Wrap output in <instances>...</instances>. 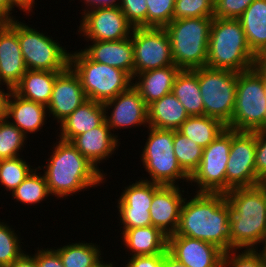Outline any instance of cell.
<instances>
[{"mask_svg":"<svg viewBox=\"0 0 266 267\" xmlns=\"http://www.w3.org/2000/svg\"><path fill=\"white\" fill-rule=\"evenodd\" d=\"M193 70L198 75L204 115L220 120L227 127L235 107L237 73L206 66Z\"/></svg>","mask_w":266,"mask_h":267,"instance_id":"cell-8","label":"cell"},{"mask_svg":"<svg viewBox=\"0 0 266 267\" xmlns=\"http://www.w3.org/2000/svg\"><path fill=\"white\" fill-rule=\"evenodd\" d=\"M253 132L256 136V176L262 183H266V129H260Z\"/></svg>","mask_w":266,"mask_h":267,"instance_id":"cell-43","label":"cell"},{"mask_svg":"<svg viewBox=\"0 0 266 267\" xmlns=\"http://www.w3.org/2000/svg\"><path fill=\"white\" fill-rule=\"evenodd\" d=\"M181 69L175 65L164 68L153 69L138 73L136 83L132 85L138 90L145 104L148 106L152 102L161 99L166 94L172 92L175 78Z\"/></svg>","mask_w":266,"mask_h":267,"instance_id":"cell-25","label":"cell"},{"mask_svg":"<svg viewBox=\"0 0 266 267\" xmlns=\"http://www.w3.org/2000/svg\"><path fill=\"white\" fill-rule=\"evenodd\" d=\"M214 0H176L173 20L213 17Z\"/></svg>","mask_w":266,"mask_h":267,"instance_id":"cell-38","label":"cell"},{"mask_svg":"<svg viewBox=\"0 0 266 267\" xmlns=\"http://www.w3.org/2000/svg\"><path fill=\"white\" fill-rule=\"evenodd\" d=\"M59 72L61 71L27 70L13 91L26 100L47 107Z\"/></svg>","mask_w":266,"mask_h":267,"instance_id":"cell-28","label":"cell"},{"mask_svg":"<svg viewBox=\"0 0 266 267\" xmlns=\"http://www.w3.org/2000/svg\"><path fill=\"white\" fill-rule=\"evenodd\" d=\"M230 205L225 194L197 193L184 199L175 234L199 239L230 251Z\"/></svg>","mask_w":266,"mask_h":267,"instance_id":"cell-1","label":"cell"},{"mask_svg":"<svg viewBox=\"0 0 266 267\" xmlns=\"http://www.w3.org/2000/svg\"><path fill=\"white\" fill-rule=\"evenodd\" d=\"M57 143L48 164L44 166L47 169L44 176L50 195L63 198L102 183L105 174L71 142L60 139Z\"/></svg>","mask_w":266,"mask_h":267,"instance_id":"cell-3","label":"cell"},{"mask_svg":"<svg viewBox=\"0 0 266 267\" xmlns=\"http://www.w3.org/2000/svg\"><path fill=\"white\" fill-rule=\"evenodd\" d=\"M227 128L247 132L266 129L265 78L256 67L237 73L235 107Z\"/></svg>","mask_w":266,"mask_h":267,"instance_id":"cell-7","label":"cell"},{"mask_svg":"<svg viewBox=\"0 0 266 267\" xmlns=\"http://www.w3.org/2000/svg\"><path fill=\"white\" fill-rule=\"evenodd\" d=\"M13 97V98H12ZM47 107L34 101L26 100L11 90L6 108V119L13 118L10 122L20 129L24 135L39 131L44 125Z\"/></svg>","mask_w":266,"mask_h":267,"instance_id":"cell-23","label":"cell"},{"mask_svg":"<svg viewBox=\"0 0 266 267\" xmlns=\"http://www.w3.org/2000/svg\"><path fill=\"white\" fill-rule=\"evenodd\" d=\"M220 120L209 116H189L177 130L202 148H206L225 129Z\"/></svg>","mask_w":266,"mask_h":267,"instance_id":"cell-31","label":"cell"},{"mask_svg":"<svg viewBox=\"0 0 266 267\" xmlns=\"http://www.w3.org/2000/svg\"><path fill=\"white\" fill-rule=\"evenodd\" d=\"M230 250L255 249L266 237V183L227 192Z\"/></svg>","mask_w":266,"mask_h":267,"instance_id":"cell-2","label":"cell"},{"mask_svg":"<svg viewBox=\"0 0 266 267\" xmlns=\"http://www.w3.org/2000/svg\"><path fill=\"white\" fill-rule=\"evenodd\" d=\"M232 142V129L226 128L206 148L202 160L190 176V182L198 184L196 193L226 194V168Z\"/></svg>","mask_w":266,"mask_h":267,"instance_id":"cell-11","label":"cell"},{"mask_svg":"<svg viewBox=\"0 0 266 267\" xmlns=\"http://www.w3.org/2000/svg\"><path fill=\"white\" fill-rule=\"evenodd\" d=\"M0 10H2L10 19L13 18L10 15L11 11V0H0Z\"/></svg>","mask_w":266,"mask_h":267,"instance_id":"cell-52","label":"cell"},{"mask_svg":"<svg viewBox=\"0 0 266 267\" xmlns=\"http://www.w3.org/2000/svg\"><path fill=\"white\" fill-rule=\"evenodd\" d=\"M97 267H113V265L111 263L107 264V263H101L100 265H98Z\"/></svg>","mask_w":266,"mask_h":267,"instance_id":"cell-55","label":"cell"},{"mask_svg":"<svg viewBox=\"0 0 266 267\" xmlns=\"http://www.w3.org/2000/svg\"><path fill=\"white\" fill-rule=\"evenodd\" d=\"M176 0H147V27L164 28L173 20Z\"/></svg>","mask_w":266,"mask_h":267,"instance_id":"cell-39","label":"cell"},{"mask_svg":"<svg viewBox=\"0 0 266 267\" xmlns=\"http://www.w3.org/2000/svg\"><path fill=\"white\" fill-rule=\"evenodd\" d=\"M84 11L78 32L89 40L117 41L130 37V31L134 27L127 21L119 6Z\"/></svg>","mask_w":266,"mask_h":267,"instance_id":"cell-14","label":"cell"},{"mask_svg":"<svg viewBox=\"0 0 266 267\" xmlns=\"http://www.w3.org/2000/svg\"><path fill=\"white\" fill-rule=\"evenodd\" d=\"M20 157L0 160V183L8 191H14L33 171Z\"/></svg>","mask_w":266,"mask_h":267,"instance_id":"cell-35","label":"cell"},{"mask_svg":"<svg viewBox=\"0 0 266 267\" xmlns=\"http://www.w3.org/2000/svg\"><path fill=\"white\" fill-rule=\"evenodd\" d=\"M264 248H262L263 250L260 252L261 253V255L266 259V237H265V239H264Z\"/></svg>","mask_w":266,"mask_h":267,"instance_id":"cell-54","label":"cell"},{"mask_svg":"<svg viewBox=\"0 0 266 267\" xmlns=\"http://www.w3.org/2000/svg\"><path fill=\"white\" fill-rule=\"evenodd\" d=\"M34 257L37 267H64L59 254L54 249L38 250Z\"/></svg>","mask_w":266,"mask_h":267,"instance_id":"cell-44","label":"cell"},{"mask_svg":"<svg viewBox=\"0 0 266 267\" xmlns=\"http://www.w3.org/2000/svg\"><path fill=\"white\" fill-rule=\"evenodd\" d=\"M87 100L79 77L68 66L57 74L47 111L61 123Z\"/></svg>","mask_w":266,"mask_h":267,"instance_id":"cell-17","label":"cell"},{"mask_svg":"<svg viewBox=\"0 0 266 267\" xmlns=\"http://www.w3.org/2000/svg\"><path fill=\"white\" fill-rule=\"evenodd\" d=\"M256 55L238 19L213 18L206 67L244 72L255 67Z\"/></svg>","mask_w":266,"mask_h":267,"instance_id":"cell-4","label":"cell"},{"mask_svg":"<svg viewBox=\"0 0 266 267\" xmlns=\"http://www.w3.org/2000/svg\"><path fill=\"white\" fill-rule=\"evenodd\" d=\"M54 250L64 267H97L103 262L99 247L92 243H72Z\"/></svg>","mask_w":266,"mask_h":267,"instance_id":"cell-32","label":"cell"},{"mask_svg":"<svg viewBox=\"0 0 266 267\" xmlns=\"http://www.w3.org/2000/svg\"><path fill=\"white\" fill-rule=\"evenodd\" d=\"M20 243L14 230L0 222V267H9L23 254Z\"/></svg>","mask_w":266,"mask_h":267,"instance_id":"cell-37","label":"cell"},{"mask_svg":"<svg viewBox=\"0 0 266 267\" xmlns=\"http://www.w3.org/2000/svg\"><path fill=\"white\" fill-rule=\"evenodd\" d=\"M254 0H214L213 18L238 19Z\"/></svg>","mask_w":266,"mask_h":267,"instance_id":"cell-42","label":"cell"},{"mask_svg":"<svg viewBox=\"0 0 266 267\" xmlns=\"http://www.w3.org/2000/svg\"><path fill=\"white\" fill-rule=\"evenodd\" d=\"M130 37L117 41H93L81 50L90 60L127 72L134 78V48Z\"/></svg>","mask_w":266,"mask_h":267,"instance_id":"cell-21","label":"cell"},{"mask_svg":"<svg viewBox=\"0 0 266 267\" xmlns=\"http://www.w3.org/2000/svg\"><path fill=\"white\" fill-rule=\"evenodd\" d=\"M172 93L181 102L189 116H204L198 75L194 70L181 69L177 74Z\"/></svg>","mask_w":266,"mask_h":267,"instance_id":"cell-30","label":"cell"},{"mask_svg":"<svg viewBox=\"0 0 266 267\" xmlns=\"http://www.w3.org/2000/svg\"><path fill=\"white\" fill-rule=\"evenodd\" d=\"M238 20L249 48L257 56L266 49V0H254Z\"/></svg>","mask_w":266,"mask_h":267,"instance_id":"cell-29","label":"cell"},{"mask_svg":"<svg viewBox=\"0 0 266 267\" xmlns=\"http://www.w3.org/2000/svg\"><path fill=\"white\" fill-rule=\"evenodd\" d=\"M103 105L107 109L105 111L114 106L111 115L105 116V120L112 130L148 123V106L133 85L119 93L115 98L104 102Z\"/></svg>","mask_w":266,"mask_h":267,"instance_id":"cell-19","label":"cell"},{"mask_svg":"<svg viewBox=\"0 0 266 267\" xmlns=\"http://www.w3.org/2000/svg\"><path fill=\"white\" fill-rule=\"evenodd\" d=\"M255 157V133L232 130V142L226 168V193L234 188L262 184L256 176Z\"/></svg>","mask_w":266,"mask_h":267,"instance_id":"cell-13","label":"cell"},{"mask_svg":"<svg viewBox=\"0 0 266 267\" xmlns=\"http://www.w3.org/2000/svg\"><path fill=\"white\" fill-rule=\"evenodd\" d=\"M178 185L161 186L153 196L150 208L152 225L165 235L175 234L180 217L183 198Z\"/></svg>","mask_w":266,"mask_h":267,"instance_id":"cell-20","label":"cell"},{"mask_svg":"<svg viewBox=\"0 0 266 267\" xmlns=\"http://www.w3.org/2000/svg\"><path fill=\"white\" fill-rule=\"evenodd\" d=\"M236 250L224 252L222 267H266V259L255 249L243 250L242 254H235Z\"/></svg>","mask_w":266,"mask_h":267,"instance_id":"cell-40","label":"cell"},{"mask_svg":"<svg viewBox=\"0 0 266 267\" xmlns=\"http://www.w3.org/2000/svg\"><path fill=\"white\" fill-rule=\"evenodd\" d=\"M32 256L23 253L9 267H37L35 257Z\"/></svg>","mask_w":266,"mask_h":267,"instance_id":"cell-46","label":"cell"},{"mask_svg":"<svg viewBox=\"0 0 266 267\" xmlns=\"http://www.w3.org/2000/svg\"><path fill=\"white\" fill-rule=\"evenodd\" d=\"M124 245L134 253L132 256L164 254L168 236L153 225L127 229L122 232Z\"/></svg>","mask_w":266,"mask_h":267,"instance_id":"cell-27","label":"cell"},{"mask_svg":"<svg viewBox=\"0 0 266 267\" xmlns=\"http://www.w3.org/2000/svg\"><path fill=\"white\" fill-rule=\"evenodd\" d=\"M149 127L150 133L142 152V162L149 172L152 183L174 186L177 179L190 180L181 168L174 154V130Z\"/></svg>","mask_w":266,"mask_h":267,"instance_id":"cell-9","label":"cell"},{"mask_svg":"<svg viewBox=\"0 0 266 267\" xmlns=\"http://www.w3.org/2000/svg\"><path fill=\"white\" fill-rule=\"evenodd\" d=\"M14 19L0 30V82L7 90H13L27 71L18 41V20Z\"/></svg>","mask_w":266,"mask_h":267,"instance_id":"cell-18","label":"cell"},{"mask_svg":"<svg viewBox=\"0 0 266 267\" xmlns=\"http://www.w3.org/2000/svg\"><path fill=\"white\" fill-rule=\"evenodd\" d=\"M37 168L12 192L13 198L25 204H36L48 197L50 192L44 174Z\"/></svg>","mask_w":266,"mask_h":267,"instance_id":"cell-34","label":"cell"},{"mask_svg":"<svg viewBox=\"0 0 266 267\" xmlns=\"http://www.w3.org/2000/svg\"><path fill=\"white\" fill-rule=\"evenodd\" d=\"M148 125L155 129L178 130L189 117L186 109L170 92L148 105Z\"/></svg>","mask_w":266,"mask_h":267,"instance_id":"cell-26","label":"cell"},{"mask_svg":"<svg viewBox=\"0 0 266 267\" xmlns=\"http://www.w3.org/2000/svg\"><path fill=\"white\" fill-rule=\"evenodd\" d=\"M27 137L8 119H0V160L16 158Z\"/></svg>","mask_w":266,"mask_h":267,"instance_id":"cell-36","label":"cell"},{"mask_svg":"<svg viewBox=\"0 0 266 267\" xmlns=\"http://www.w3.org/2000/svg\"><path fill=\"white\" fill-rule=\"evenodd\" d=\"M10 21V18L0 10V30H2Z\"/></svg>","mask_w":266,"mask_h":267,"instance_id":"cell-53","label":"cell"},{"mask_svg":"<svg viewBox=\"0 0 266 267\" xmlns=\"http://www.w3.org/2000/svg\"><path fill=\"white\" fill-rule=\"evenodd\" d=\"M134 48V79L141 72L174 65L171 42L164 28L135 27L131 33Z\"/></svg>","mask_w":266,"mask_h":267,"instance_id":"cell-12","label":"cell"},{"mask_svg":"<svg viewBox=\"0 0 266 267\" xmlns=\"http://www.w3.org/2000/svg\"><path fill=\"white\" fill-rule=\"evenodd\" d=\"M265 97H266V80H265Z\"/></svg>","mask_w":266,"mask_h":267,"instance_id":"cell-56","label":"cell"},{"mask_svg":"<svg viewBox=\"0 0 266 267\" xmlns=\"http://www.w3.org/2000/svg\"><path fill=\"white\" fill-rule=\"evenodd\" d=\"M167 250L188 267H222L224 252L206 241L181 235H169Z\"/></svg>","mask_w":266,"mask_h":267,"instance_id":"cell-16","label":"cell"},{"mask_svg":"<svg viewBox=\"0 0 266 267\" xmlns=\"http://www.w3.org/2000/svg\"><path fill=\"white\" fill-rule=\"evenodd\" d=\"M18 41L27 70L64 71L69 56L60 44L28 25L18 22Z\"/></svg>","mask_w":266,"mask_h":267,"instance_id":"cell-10","label":"cell"},{"mask_svg":"<svg viewBox=\"0 0 266 267\" xmlns=\"http://www.w3.org/2000/svg\"><path fill=\"white\" fill-rule=\"evenodd\" d=\"M106 120L98 127L76 136L71 143L96 168L118 147V137L112 134Z\"/></svg>","mask_w":266,"mask_h":267,"instance_id":"cell-22","label":"cell"},{"mask_svg":"<svg viewBox=\"0 0 266 267\" xmlns=\"http://www.w3.org/2000/svg\"><path fill=\"white\" fill-rule=\"evenodd\" d=\"M174 154L181 168L191 176L202 160L203 148L177 130L173 138Z\"/></svg>","mask_w":266,"mask_h":267,"instance_id":"cell-33","label":"cell"},{"mask_svg":"<svg viewBox=\"0 0 266 267\" xmlns=\"http://www.w3.org/2000/svg\"><path fill=\"white\" fill-rule=\"evenodd\" d=\"M121 1V2H120ZM119 8L127 21L135 27H147V0H120Z\"/></svg>","mask_w":266,"mask_h":267,"instance_id":"cell-41","label":"cell"},{"mask_svg":"<svg viewBox=\"0 0 266 267\" xmlns=\"http://www.w3.org/2000/svg\"><path fill=\"white\" fill-rule=\"evenodd\" d=\"M164 254L132 256L125 267H162Z\"/></svg>","mask_w":266,"mask_h":267,"instance_id":"cell-45","label":"cell"},{"mask_svg":"<svg viewBox=\"0 0 266 267\" xmlns=\"http://www.w3.org/2000/svg\"><path fill=\"white\" fill-rule=\"evenodd\" d=\"M84 2L86 4V6L91 5L90 6L91 10L94 8L118 7L120 4L118 2L116 3V0H84Z\"/></svg>","mask_w":266,"mask_h":267,"instance_id":"cell-47","label":"cell"},{"mask_svg":"<svg viewBox=\"0 0 266 267\" xmlns=\"http://www.w3.org/2000/svg\"><path fill=\"white\" fill-rule=\"evenodd\" d=\"M35 4V0H11V11L16 5L20 9L29 13L32 10V6ZM29 11V12H28Z\"/></svg>","mask_w":266,"mask_h":267,"instance_id":"cell-50","label":"cell"},{"mask_svg":"<svg viewBox=\"0 0 266 267\" xmlns=\"http://www.w3.org/2000/svg\"><path fill=\"white\" fill-rule=\"evenodd\" d=\"M2 83L0 82V85ZM11 90L7 91V93L4 92V89H0V119L5 118L6 116V108H7V100L9 97Z\"/></svg>","mask_w":266,"mask_h":267,"instance_id":"cell-51","label":"cell"},{"mask_svg":"<svg viewBox=\"0 0 266 267\" xmlns=\"http://www.w3.org/2000/svg\"><path fill=\"white\" fill-rule=\"evenodd\" d=\"M212 21L213 17L184 18L164 27L175 66L188 70L206 66Z\"/></svg>","mask_w":266,"mask_h":267,"instance_id":"cell-5","label":"cell"},{"mask_svg":"<svg viewBox=\"0 0 266 267\" xmlns=\"http://www.w3.org/2000/svg\"><path fill=\"white\" fill-rule=\"evenodd\" d=\"M255 67L266 80V49L256 56Z\"/></svg>","mask_w":266,"mask_h":267,"instance_id":"cell-49","label":"cell"},{"mask_svg":"<svg viewBox=\"0 0 266 267\" xmlns=\"http://www.w3.org/2000/svg\"><path fill=\"white\" fill-rule=\"evenodd\" d=\"M162 185L139 180L132 185L125 187V190L118 201L120 213V223L122 222L123 231L138 227L152 225L150 208L154 193Z\"/></svg>","mask_w":266,"mask_h":267,"instance_id":"cell-15","label":"cell"},{"mask_svg":"<svg viewBox=\"0 0 266 267\" xmlns=\"http://www.w3.org/2000/svg\"><path fill=\"white\" fill-rule=\"evenodd\" d=\"M103 103L87 100L60 124L61 140L71 142L76 136L100 126L105 121Z\"/></svg>","mask_w":266,"mask_h":267,"instance_id":"cell-24","label":"cell"},{"mask_svg":"<svg viewBox=\"0 0 266 267\" xmlns=\"http://www.w3.org/2000/svg\"><path fill=\"white\" fill-rule=\"evenodd\" d=\"M162 267H188L173 257L168 250L164 253Z\"/></svg>","mask_w":266,"mask_h":267,"instance_id":"cell-48","label":"cell"},{"mask_svg":"<svg viewBox=\"0 0 266 267\" xmlns=\"http://www.w3.org/2000/svg\"><path fill=\"white\" fill-rule=\"evenodd\" d=\"M69 66L89 100L104 103L132 85L133 78L127 72L90 60L82 51L70 54Z\"/></svg>","mask_w":266,"mask_h":267,"instance_id":"cell-6","label":"cell"}]
</instances>
